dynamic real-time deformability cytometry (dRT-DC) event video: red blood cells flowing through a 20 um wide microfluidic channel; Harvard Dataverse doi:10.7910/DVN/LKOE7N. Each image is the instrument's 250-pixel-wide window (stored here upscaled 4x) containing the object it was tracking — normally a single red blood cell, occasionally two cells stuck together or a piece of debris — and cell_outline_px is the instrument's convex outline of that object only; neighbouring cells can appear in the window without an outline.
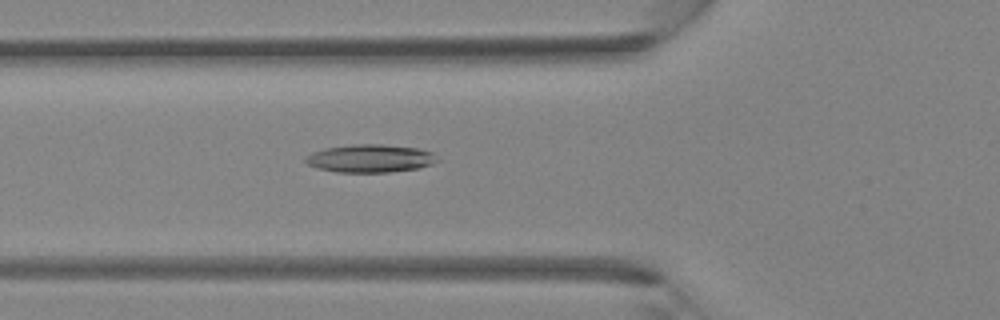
{"species": "Egyptian fruit bat (a non-hibernating species)", "species_latin": "Rousettus aegyptiacus", "temperature_condition": "room temperature", "stored_images_in_passage": 40, "camera_frame_rate_fps": 3000, "um_per_image_px": 0.085, "animal": {"sex": "female"}, "frame": {"image": 1, "passage_image": 15, "time_ms": 4.667, "image_size_px": [1000, 320], "cell_outline_px": [[440, 160], [432, 164], [420, 168], [388, 172], [336, 172], [316, 168], [308, 164], [304, 160], [304, 156], [312, 152], [324, 148], [352, 144], [380, 144], [416, 148], [432, 152]], "centroid_in_image_um": [31.44, 13.46], "position_along_channel_um": 94.4, "area_um2": 21.62}}
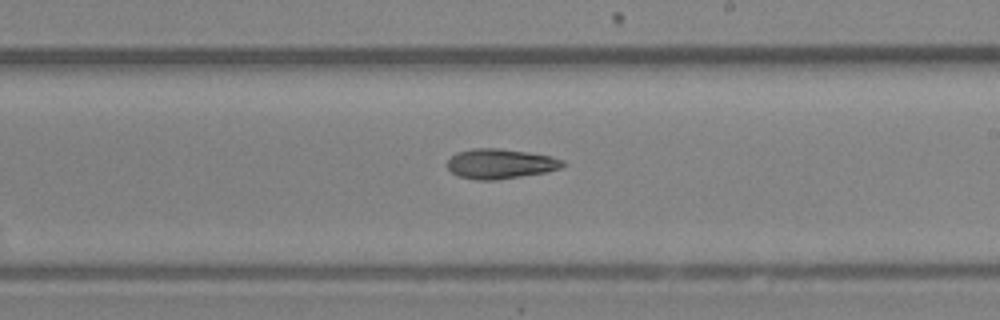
{"frame": {"image": 2, "passage_image": 24, "time_ms": 7.667, "image_size_px": [1000, 320], "cell_outline_px": [[568, 164], [560, 168], [548, 172], [496, 180], [476, 180], [460, 176], [452, 172], [448, 168], [448, 160], [456, 152], [472, 148], [500, 148], [528, 152], [552, 156], [564, 160]], "centroid_in_image_um": [42.58, 13.91], "position_along_channel_um": 246.4, "area_um2": 20.29}}
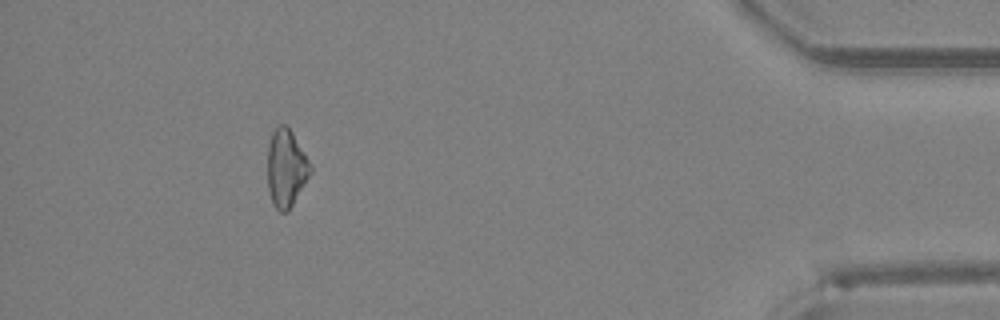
{"frame": {"image": 3, "passage_image": 37, "time_ms": 12.0, "image_size_px": [1000, 320], "cell_outline_px": [[312, 172], [288, 212], [280, 212], [272, 204], [268, 188], [268, 144], [272, 132], [280, 124], [284, 124], [292, 132], [308, 160], [312, 168]], "centroid_in_image_um": [24.31, 14.32], "position_along_channel_um": 410.9, "area_um2": 19.25}}